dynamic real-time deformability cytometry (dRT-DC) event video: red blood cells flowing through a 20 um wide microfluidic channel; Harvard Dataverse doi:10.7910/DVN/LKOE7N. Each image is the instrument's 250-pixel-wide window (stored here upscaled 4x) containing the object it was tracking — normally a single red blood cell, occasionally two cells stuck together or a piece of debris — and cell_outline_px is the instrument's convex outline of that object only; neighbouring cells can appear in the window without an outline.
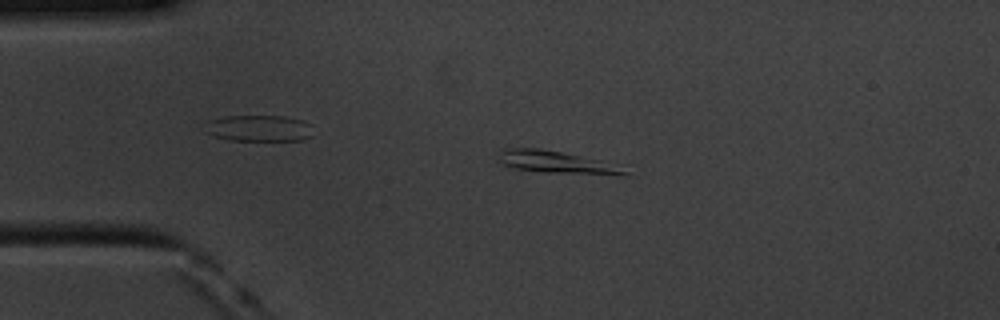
{"species": "common noctule bat (a hibernating species)", "species_latin": "Nyctalus noctula", "temperature_condition": "cold", "stored_images_in_passage": 20, "camera_frame_rate_fps": 3000, "um_per_image_px": 0.085, "animal": {"sex": "male", "body_mass_g": 20.1, "forearm_length_mm": 53.5}, "frame": {"image": 1, "passage_image": 11, "time_ms": 3.333, "image_size_px": [1000, 320], "cell_outline_px": [[632, 176], [620, 176], [544, 172], [512, 168], [500, 164], [500, 152], [504, 148], [540, 148], [628, 164]], "centroid_in_image_um": [47.63, 13.82], "position_along_channel_um": 37.4, "area_um2": 17.57}}